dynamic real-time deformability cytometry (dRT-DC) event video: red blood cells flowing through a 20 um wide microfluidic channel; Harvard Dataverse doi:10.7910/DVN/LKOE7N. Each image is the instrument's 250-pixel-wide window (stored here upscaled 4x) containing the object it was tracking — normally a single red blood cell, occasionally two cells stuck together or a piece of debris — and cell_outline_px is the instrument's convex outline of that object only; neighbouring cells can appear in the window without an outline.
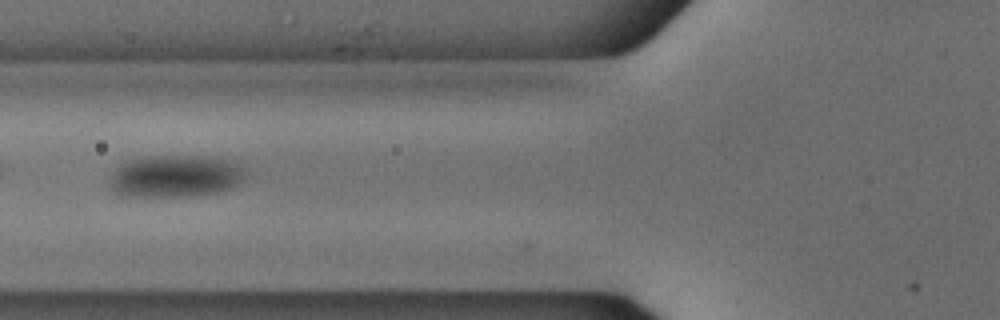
{"species": "common noctule bat (a hibernating species)", "species_latin": "Nyctalus noctula", "temperature_condition": "cold", "stored_images_in_passage": 47, "camera_frame_rate_fps": 3000, "um_per_image_px": 0.085, "animal": {"sex": "male", "body_mass_g": 18.8}, "frame": {"image": 1, "passage_image": 15, "time_ms": 4.667, "image_size_px": [1000, 320], "cell_outline_px": [[248, 172], [236, 184], [228, 188], [216, 192], [184, 196], [116, 196], [112, 192], [108, 184], [116, 168], [128, 160], [144, 156], [196, 156], [228, 160], [240, 164], [248, 168]], "centroid_in_image_um": [14.86, 14.97], "position_along_channel_um": 110.9, "area_um2": 33.41}}
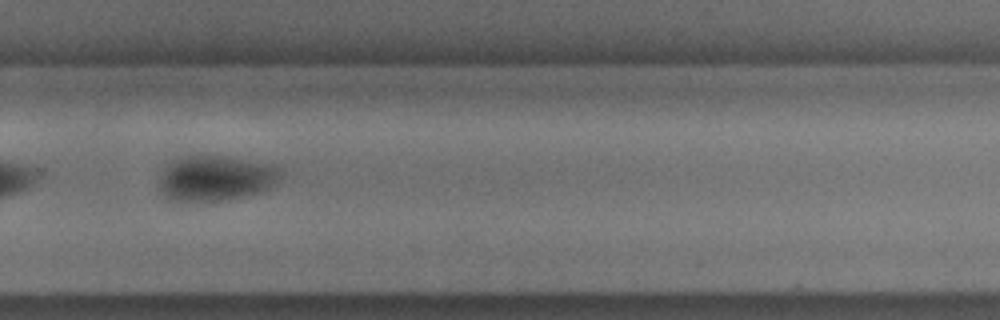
{"frame": {"image": 2, "passage_image": 31, "time_ms": 10.0, "image_size_px": [1000, 320], "cell_outline_px": [[280, 176], [264, 192], [228, 200], [176, 200], [160, 192], [160, 176], [176, 160], [184, 156], [228, 156], [268, 164], [276, 168], [280, 172]], "centroid_in_image_um": [18.37, 15.15], "position_along_channel_um": 311.4, "area_um2": 31.15}}
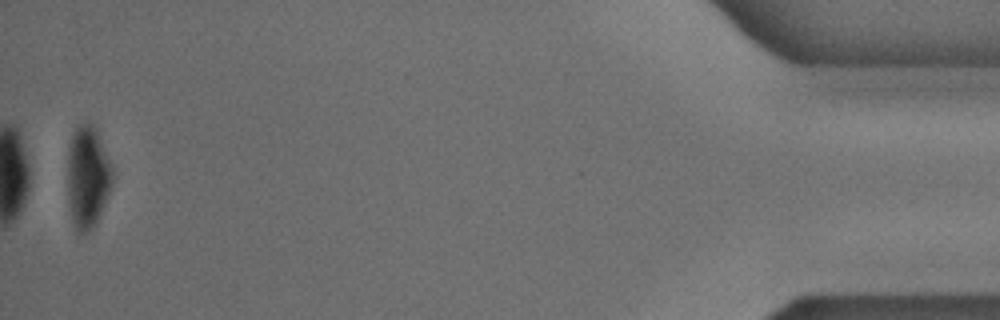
{"frame": {"image": 3, "passage_image": 47, "time_ms": 15.333, "image_size_px": [1000, 320], "cell_outline_px": [[116, 176], [96, 224], [88, 232], [76, 232], [72, 220], [68, 204], [68, 148], [72, 136], [76, 128], [84, 120], [88, 120], [96, 128], [112, 164]], "centroid_in_image_um": [7.48, 15.02], "position_along_channel_um": 427.7, "area_um2": 27.34}}